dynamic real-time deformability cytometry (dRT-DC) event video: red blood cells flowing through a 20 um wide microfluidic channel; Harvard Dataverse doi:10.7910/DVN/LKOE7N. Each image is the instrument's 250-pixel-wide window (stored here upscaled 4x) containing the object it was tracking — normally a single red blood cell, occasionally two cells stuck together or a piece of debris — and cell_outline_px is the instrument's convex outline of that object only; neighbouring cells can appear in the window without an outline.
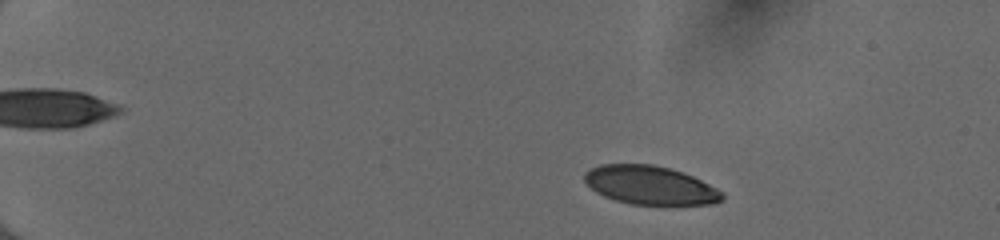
{"species": "human", "species_latin": "Homo sapiens", "temperature_condition": "cold", "stored_images_in_passage": 49, "camera_frame_rate_fps": 3000, "um_per_image_px": 0.085, "donor": {"sex": "female"}, "frame": {"image": 1, "passage_image": 6, "time_ms": 1.667, "image_size_px": [1000, 240], "cell_outline_px": [[724, 200], [712, 204], [632, 204], [616, 200], [604, 196], [596, 192], [584, 180], [584, 172], [588, 168], [600, 164], [652, 164], [668, 168], [692, 176], [724, 192]], "centroid_in_image_um": [55.24, 15.73], "position_along_channel_um": 29.8, "area_um2": 30.81}}
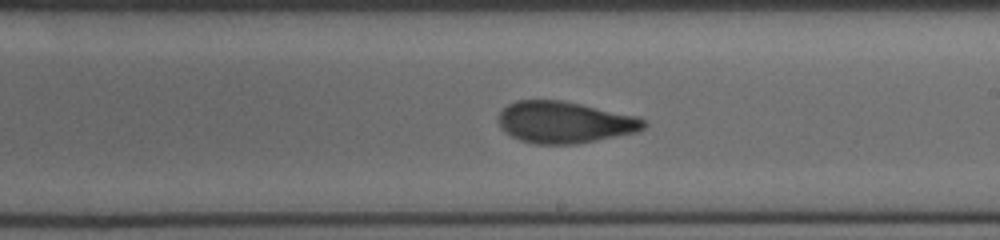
{"frame": {"image": 2, "passage_image": 30, "time_ms": 9.667, "image_size_px": [1000, 240], "cell_outline_px": [[648, 124], [644, 128], [636, 132], [576, 144], [536, 144], [520, 140], [504, 132], [500, 128], [496, 120], [500, 112], [508, 104], [516, 100], [560, 100], [580, 104], [636, 116], [644, 120]], "centroid_in_image_um": [47.94, 10.39], "position_along_channel_um": 241.1, "area_um2": 35.2}}
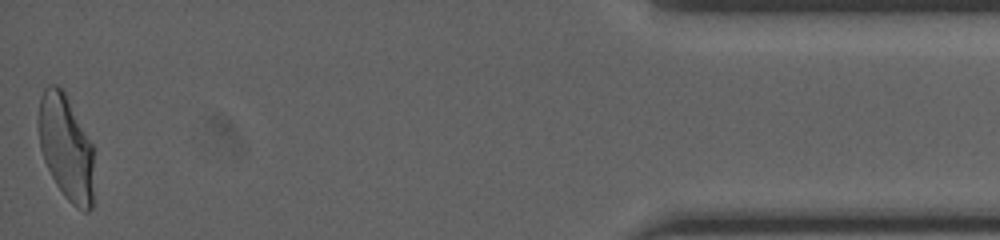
{"frame": {"image": 3, "passage_image": 49, "time_ms": 16.0, "image_size_px": [1000, 240], "cell_outline_px": [[92, 208], [88, 212], [84, 212], [76, 208], [64, 196], [56, 184], [44, 160], [40, 148], [36, 120], [40, 96], [44, 88], [48, 84], [56, 84], [64, 88], [92, 144]], "centroid_in_image_um": [5.57, 12.46], "position_along_channel_um": 429.6, "area_um2": 34.51}, "authors_computed_cell_mechanics": {"area_um2": 34.4488, "velocity_mm_per_s": 4.0285, "shape_relaxation_time_tau1_ms": 6.2095, "shape_relaxation_time_tau2_ms": 1.1802, "deformation_change_tau1": 0.1961, "deformation_change_tau2": 0.0777}}